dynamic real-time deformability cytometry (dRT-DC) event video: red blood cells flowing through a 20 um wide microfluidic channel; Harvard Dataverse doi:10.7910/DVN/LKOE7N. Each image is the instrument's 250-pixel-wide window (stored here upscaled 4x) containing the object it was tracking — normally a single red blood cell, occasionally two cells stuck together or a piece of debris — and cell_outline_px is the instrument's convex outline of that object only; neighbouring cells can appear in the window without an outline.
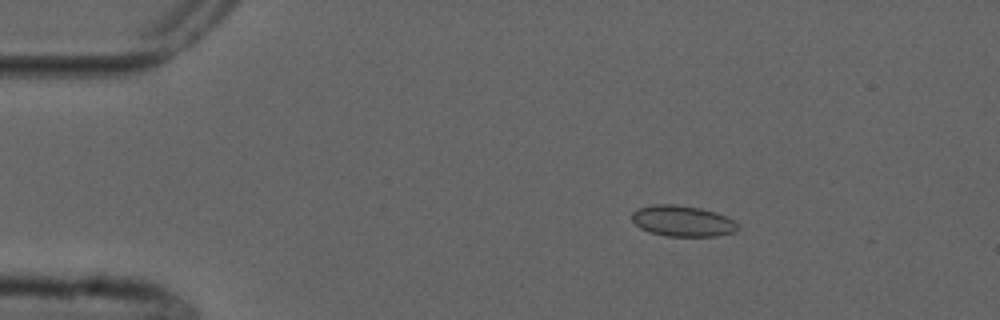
{"species": "common noctule bat (a hibernating species)", "species_latin": "Nyctalus noctula", "temperature_condition": "cold", "stored_images_in_passage": 5, "camera_frame_rate_fps": 3000, "um_per_image_px": 0.085, "animal": {"sex": "male", "forearm_length_mm": 52.5}, "frame": {"image": 1, "passage_image": 3, "time_ms": 2.333, "image_size_px": [1000, 320], "cell_outline_px": [[740, 228], [736, 232], [716, 236], [668, 236], [652, 232], [640, 228], [632, 220], [632, 212], [640, 208], [652, 204], [676, 204], [700, 208], [716, 212], [732, 220]], "centroid_in_image_um": [58.02, 18.78], "position_along_channel_um": 27.0, "area_um2": 18.96}}